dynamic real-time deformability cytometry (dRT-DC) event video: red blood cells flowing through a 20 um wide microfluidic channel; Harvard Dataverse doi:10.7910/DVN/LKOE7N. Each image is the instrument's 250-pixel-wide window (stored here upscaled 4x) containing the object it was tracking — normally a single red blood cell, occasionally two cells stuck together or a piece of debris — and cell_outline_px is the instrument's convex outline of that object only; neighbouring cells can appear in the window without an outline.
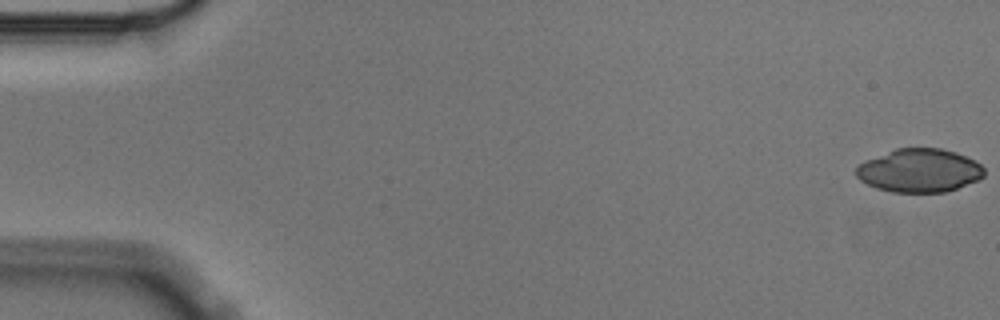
{"species": "Egyptian fruit bat (a non-hibernating species)", "species_latin": "Rousettus aegyptiacus", "temperature_condition": "cold", "stored_images_in_passage": 5, "camera_frame_rate_fps": 3000, "um_per_image_px": 0.085, "animal": {"sex": "male"}, "frame": {"image": 1, "passage_image": 1, "time_ms": 0.0, "image_size_px": [1000, 320], "cell_outline_px": [[984, 176], [980, 180], [944, 192], [892, 192], [876, 188], [860, 180], [856, 176], [856, 168], [864, 160], [896, 148], [940, 148], [956, 152], [976, 160], [984, 168]], "centroid_in_image_um": [78.16, 14.49], "position_along_channel_um": 6.8, "area_um2": 32.54}}